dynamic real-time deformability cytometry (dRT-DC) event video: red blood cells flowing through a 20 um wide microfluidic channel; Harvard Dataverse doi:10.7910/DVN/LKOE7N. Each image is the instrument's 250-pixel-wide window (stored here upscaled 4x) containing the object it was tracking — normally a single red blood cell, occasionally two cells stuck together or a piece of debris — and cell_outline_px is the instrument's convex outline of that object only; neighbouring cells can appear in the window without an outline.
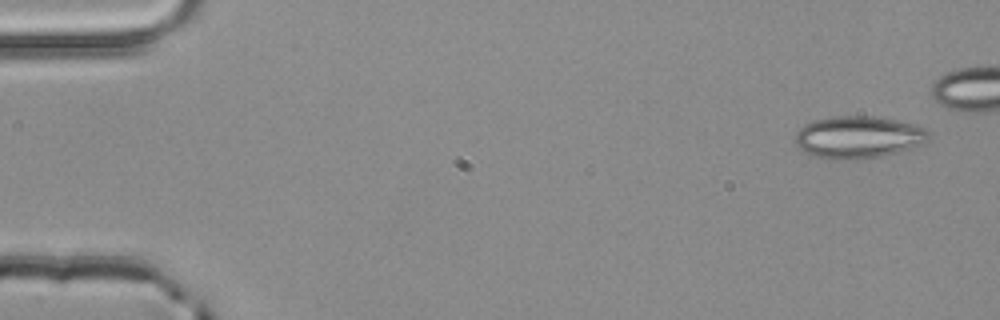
{"species": "common noctule bat (a hibernating species)", "species_latin": "Nyctalus noctula", "temperature_condition": "room temperature", "stored_images_in_passage": 4, "camera_frame_rate_fps": 3000, "um_per_image_px": 0.085, "animal": {"sex": "male", "body_mass_g": 20.4}, "frame": {"image": 1, "passage_image": 1, "time_ms": 0.0, "image_size_px": [1000, 320], "cell_outline_px": [[928, 140], [924, 144], [896, 152], [880, 156], [856, 160], [832, 160], [812, 156], [804, 152], [796, 144], [796, 132], [804, 124], [812, 120], [836, 116], [872, 116], [896, 120], [912, 124], [924, 128], [928, 132]], "centroid_in_image_um": [72.91, 11.67], "position_along_channel_um": 12.1, "area_um2": 32.95}}